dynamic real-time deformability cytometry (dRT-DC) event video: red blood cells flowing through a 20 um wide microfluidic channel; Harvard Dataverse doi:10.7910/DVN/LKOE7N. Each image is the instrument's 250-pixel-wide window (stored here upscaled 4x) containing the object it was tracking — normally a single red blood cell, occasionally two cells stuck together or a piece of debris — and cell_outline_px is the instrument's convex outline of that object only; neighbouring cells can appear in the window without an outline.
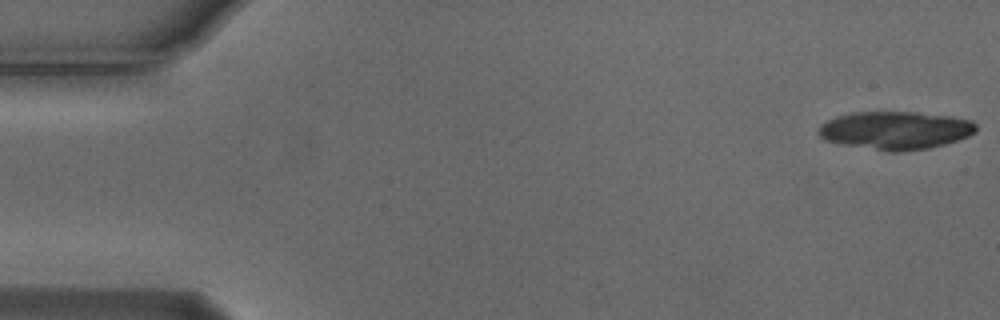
{"species": "Egyptian fruit bat (a non-hibernating species)", "species_latin": "Rousettus aegyptiacus", "temperature_condition": "cold", "stored_images_in_passage": 18, "camera_frame_rate_fps": 3000, "um_per_image_px": 0.085, "animal": {"sex": "male"}, "frame": {"image": 1, "passage_image": 1, "time_ms": 0.0, "image_size_px": [1000, 320], "cell_outline_px": [[976, 132], [968, 136], [944, 144], [928, 148], [900, 152], [888, 152], [840, 144], [824, 140], [816, 132], [820, 124], [836, 116], [852, 112], [916, 112], [952, 116], [972, 120], [976, 124]], "centroid_in_image_um": [76.08, 11.08], "position_along_channel_um": 8.9, "area_um2": 35.26}}